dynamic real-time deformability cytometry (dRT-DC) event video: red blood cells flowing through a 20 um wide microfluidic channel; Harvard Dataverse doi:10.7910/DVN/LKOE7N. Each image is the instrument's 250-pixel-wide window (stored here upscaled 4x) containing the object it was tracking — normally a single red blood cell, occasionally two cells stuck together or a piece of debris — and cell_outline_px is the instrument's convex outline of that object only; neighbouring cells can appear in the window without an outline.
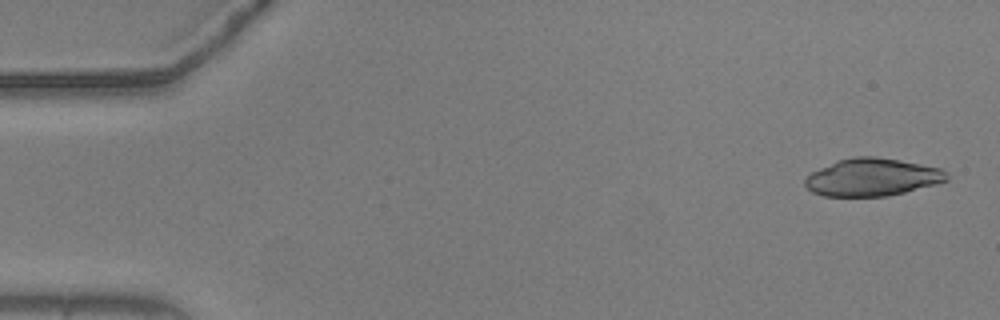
{"species": "common noctule bat (a hibernating species)", "species_latin": "Nyctalus noctula", "temperature_condition": "warm", "stored_images_in_passage": 54, "camera_frame_rate_fps": 3000, "um_per_image_px": 0.085, "animal": {"sex": "male", "body_mass_g": 20.5, "forearm_length_mm": 52.5}, "frame": {"image": 1, "passage_image": 2, "time_ms": 0.333, "image_size_px": [1000, 320], "cell_outline_px": [[948, 180], [936, 184], [888, 196], [824, 196], [812, 192], [804, 184], [804, 180], [812, 172], [836, 160], [856, 156], [876, 156], [920, 164], [940, 168], [948, 176]], "centroid_in_image_um": [74.11, 15.06], "position_along_channel_um": 10.9, "area_um2": 30.87}}